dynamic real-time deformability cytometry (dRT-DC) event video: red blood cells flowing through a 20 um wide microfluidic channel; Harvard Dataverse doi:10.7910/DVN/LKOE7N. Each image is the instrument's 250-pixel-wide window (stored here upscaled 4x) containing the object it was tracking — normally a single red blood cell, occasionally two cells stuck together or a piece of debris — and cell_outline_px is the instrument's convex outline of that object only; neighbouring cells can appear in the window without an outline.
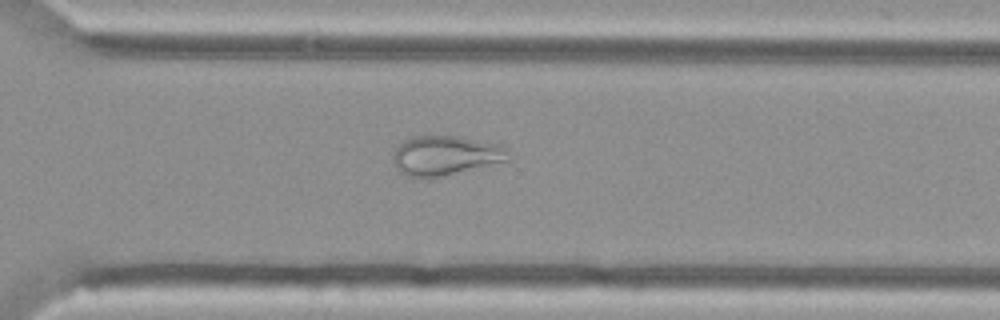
{"species": "Egyptian fruit bat (a non-hibernating species)", "species_latin": "Rousettus aegyptiacus", "temperature_condition": "cold", "stored_images_in_passage": 56, "camera_frame_rate_fps": 3000, "um_per_image_px": 0.085, "animal": {"sex": "female"}, "frame": {"image": 1, "passage_image": 40, "time_ms": 13.0, "image_size_px": [1000, 320], "cell_outline_px": [[512, 160], [444, 176], [408, 176], [400, 172], [396, 168], [392, 160], [392, 156], [396, 148], [404, 140], [412, 136], [456, 136], [500, 144], [512, 156]], "centroid_in_image_um": [37.9, 13.21], "position_along_channel_um": 332.7, "area_um2": 26.59}}
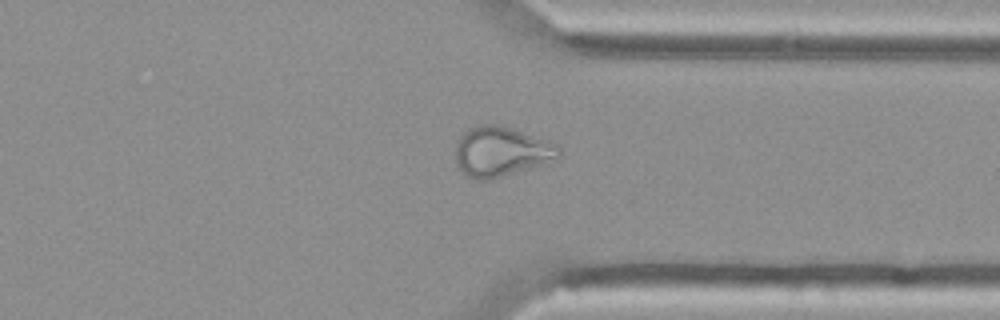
{"frame": {"image": 2, "passage_image": 43, "time_ms": 14.0, "image_size_px": [1000, 320], "cell_outline_px": [[560, 156], [556, 160], [548, 164], [488, 180], [476, 180], [468, 176], [456, 164], [456, 144], [460, 136], [468, 128], [480, 124], [496, 124], [548, 140], [556, 144], [560, 148]], "centroid_in_image_um": [42.62, 12.9], "position_along_channel_um": 368.8, "area_um2": 30.17}}
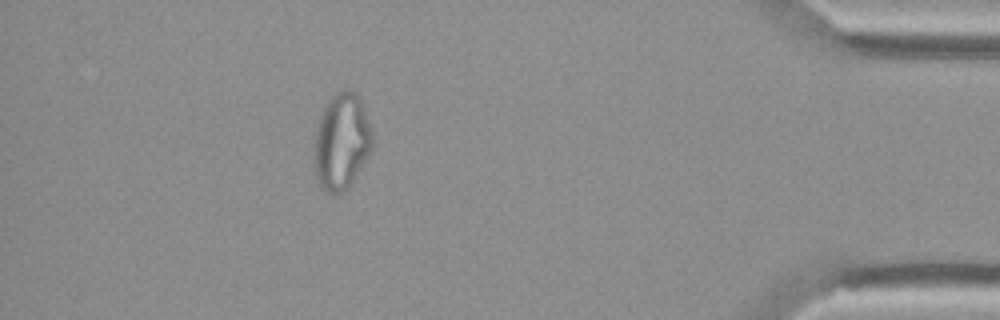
{"frame": {"image": 3, "passage_image": 50, "time_ms": 16.333, "image_size_px": [1000, 320], "cell_outline_px": [[372, 152], [348, 188], [344, 192], [328, 192], [320, 184], [316, 176], [312, 160], [316, 128], [324, 104], [336, 92], [344, 88], [348, 88], [356, 92], [360, 96], [364, 104], [372, 132]], "centroid_in_image_um": [29.04, 11.98], "position_along_channel_um": 406.2, "area_um2": 33.35}}